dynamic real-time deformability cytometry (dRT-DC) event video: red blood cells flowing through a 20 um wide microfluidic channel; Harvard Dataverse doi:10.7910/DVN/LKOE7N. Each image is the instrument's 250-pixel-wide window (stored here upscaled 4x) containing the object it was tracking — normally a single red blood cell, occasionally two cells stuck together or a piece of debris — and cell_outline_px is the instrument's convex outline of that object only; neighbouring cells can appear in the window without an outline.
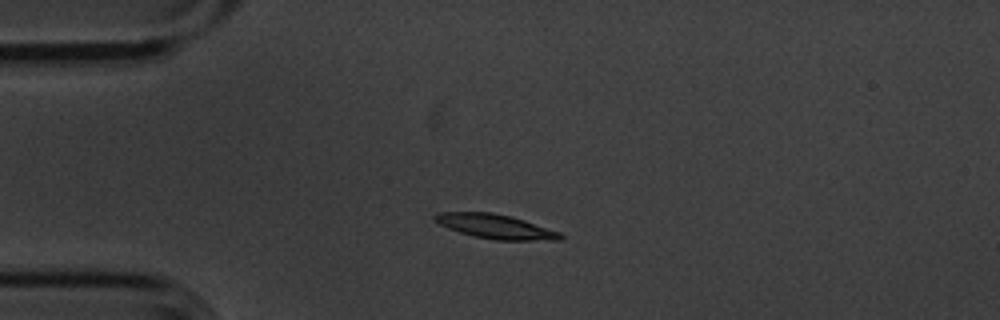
{"species": "common noctule bat (a hibernating species)", "species_latin": "Nyctalus noctula", "temperature_condition": "cold", "stored_images_in_passage": 5, "camera_frame_rate_fps": 3000, "um_per_image_px": 0.085, "animal": {"sex": "male", "body_mass_g": 20.1, "forearm_length_mm": 53.5}, "frame": {"image": 1, "passage_image": 3, "time_ms": 0.667, "image_size_px": [1000, 320], "cell_outline_px": [[564, 240], [496, 240], [476, 236], [460, 232], [448, 228], [432, 220], [432, 216], [436, 212], [492, 212], [512, 216], [560, 232], [564, 236]], "centroid_in_image_um": [42.11, 19.24], "position_along_channel_um": 42.9, "area_um2": 17.86}}
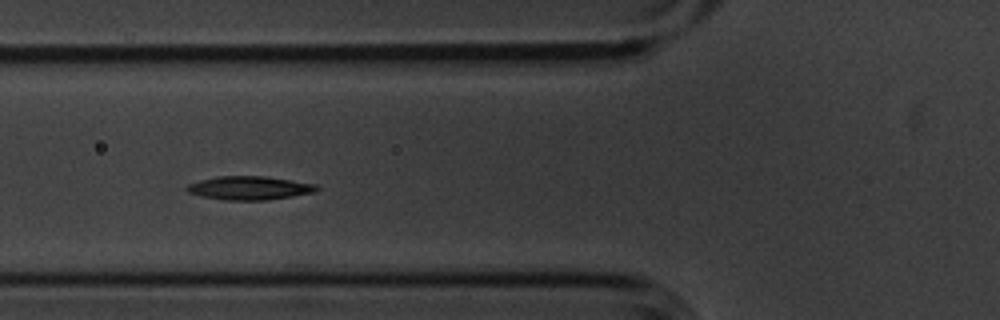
{"frame": {"image": 2, "passage_image": 5, "time_ms": 1.333, "image_size_px": [1000, 320], "cell_outline_px": [[320, 188], [316, 192], [268, 200], [224, 200], [200, 196], [188, 192], [184, 188], [188, 184], [200, 180], [216, 176], [264, 176], [316, 184]], "centroid_in_image_um": [21.18, 15.98], "position_along_channel_um": 104.6, "area_um2": 17.92}}